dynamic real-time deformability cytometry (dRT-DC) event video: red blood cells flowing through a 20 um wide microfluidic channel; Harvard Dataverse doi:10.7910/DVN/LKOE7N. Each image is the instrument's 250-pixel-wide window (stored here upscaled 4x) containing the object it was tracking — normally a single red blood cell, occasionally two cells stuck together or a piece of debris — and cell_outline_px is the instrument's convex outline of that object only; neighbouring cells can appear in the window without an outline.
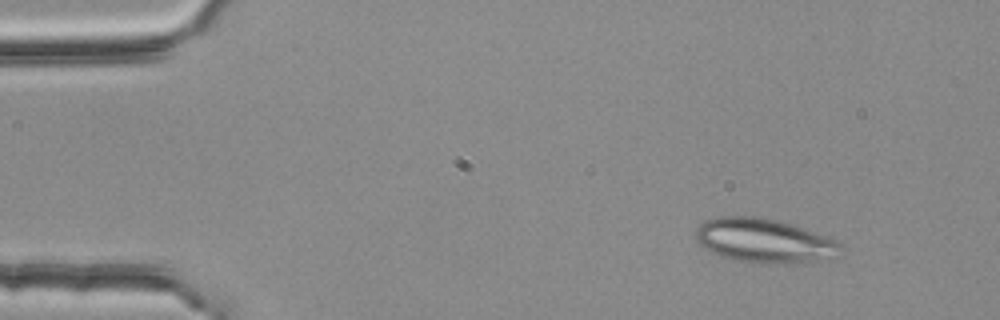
{"species": "common noctule bat (a hibernating species)", "species_latin": "Nyctalus noctula", "temperature_condition": "room temperature", "stored_images_in_passage": 47, "camera_frame_rate_fps": 3000, "um_per_image_px": 0.085, "animal": {"sex": "female", "body_mass_g": 25.1}, "frame": {"image": 1, "passage_image": 1, "time_ms": 0.0, "image_size_px": [1000, 320], "cell_outline_px": [[844, 248], [836, 256], [808, 260], [768, 264], [732, 260], [720, 256], [704, 248], [696, 240], [696, 228], [704, 220], [716, 216], [756, 216], [776, 220], [792, 224], [824, 236], [840, 244]], "centroid_in_image_um": [64.85, 20.43], "position_along_channel_um": 20.2, "area_um2": 36.76}}
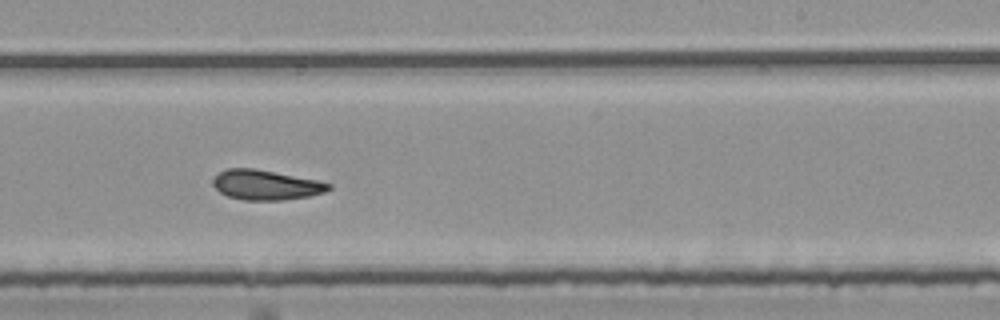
{"frame": {"image": 2, "passage_image": 28, "time_ms": 9.0, "image_size_px": [1000, 320], "cell_outline_px": [[332, 188], [324, 192], [308, 196], [284, 200], [244, 200], [228, 196], [220, 192], [212, 184], [212, 180], [220, 172], [228, 168], [252, 168], [316, 180], [332, 184]], "centroid_in_image_um": [22.59, 15.73], "position_along_channel_um": 266.4, "area_um2": 19.88}}
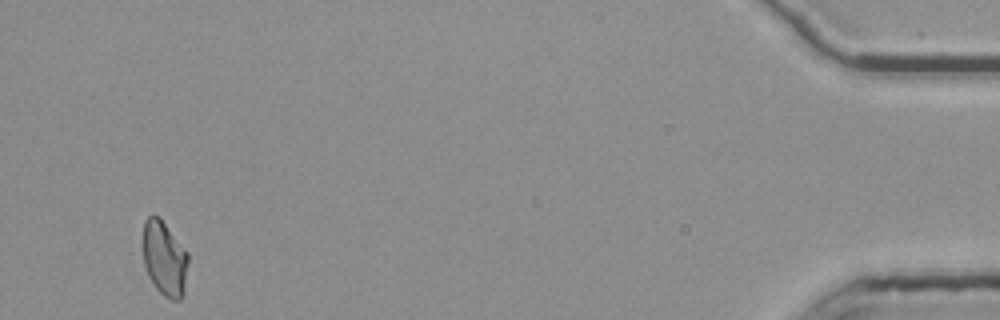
{"frame": {"image": 3, "passage_image": 47, "time_ms": 15.333, "image_size_px": [1000, 320], "cell_outline_px": [[188, 260], [184, 296], [180, 300], [172, 300], [164, 296], [156, 288], [148, 276], [144, 268], [144, 220], [148, 216], [160, 216], [188, 252]], "centroid_in_image_um": [14.0, 21.98], "position_along_channel_um": 421.2, "area_um2": 19.88}, "authors_computed_cell_mechanics": {"area_um2": 20.4034, "velocity_mm_per_s": 3.7631, "shape_relaxation_time_tau1_ms": null, "shape_relaxation_time_tau2_ms": 2.8557, "deformation_change_tau1": null, "deformation_change_tau2": 0.1066}}